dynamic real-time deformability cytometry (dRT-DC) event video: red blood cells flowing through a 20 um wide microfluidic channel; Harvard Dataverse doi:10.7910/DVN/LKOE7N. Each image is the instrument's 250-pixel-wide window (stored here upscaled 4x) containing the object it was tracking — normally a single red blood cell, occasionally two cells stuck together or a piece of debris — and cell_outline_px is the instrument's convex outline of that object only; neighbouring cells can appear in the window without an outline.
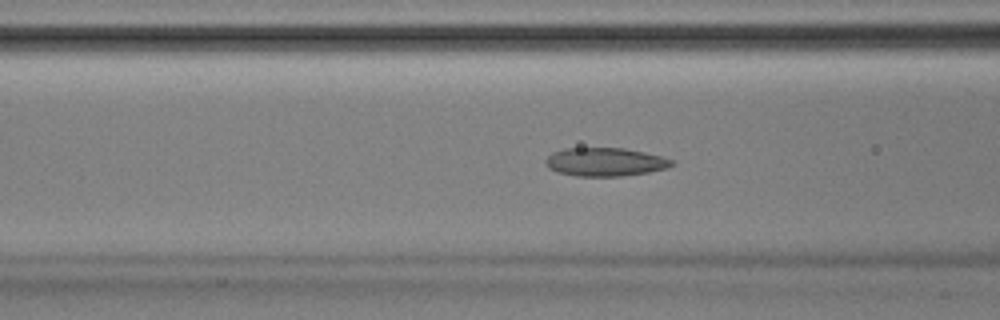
{"species": "Egyptian fruit bat (a non-hibernating species)", "species_latin": "Rousettus aegyptiacus", "temperature_condition": "room temperature", "stored_images_in_passage": 32, "camera_frame_rate_fps": 3000, "um_per_image_px": 0.085, "animal": {"sex": "male"}, "frame": {"image": 1, "passage_image": 8, "time_ms": 2.333, "image_size_px": [1000, 320], "cell_outline_px": [[676, 164], [668, 168], [648, 172], [620, 176], [576, 176], [556, 172], [548, 168], [544, 164], [544, 160], [552, 152], [564, 148], [624, 148], [644, 152], [676, 160]], "centroid_in_image_um": [51.43, 13.76], "position_along_channel_um": 115.2, "area_um2": 21.15}}
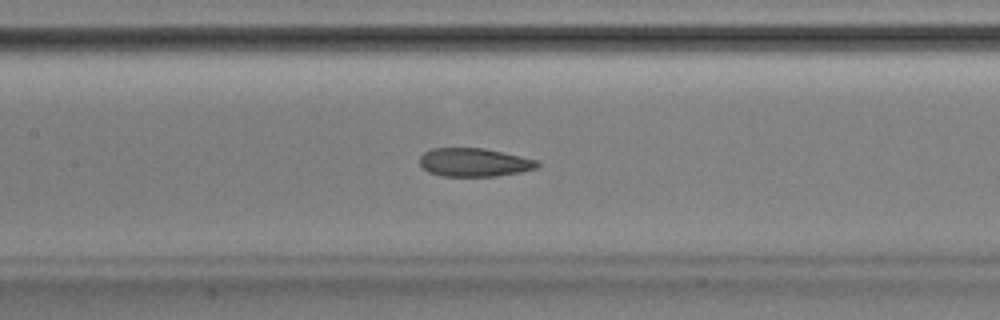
{"frame": {"image": 2, "passage_image": 12, "time_ms": 3.667, "image_size_px": [1000, 320], "cell_outline_px": [[540, 164], [536, 168], [520, 172], [496, 176], [444, 176], [428, 172], [420, 164], [420, 156], [424, 152], [432, 148], [484, 148], [520, 156], [536, 160]], "centroid_in_image_um": [40.29, 13.8], "position_along_channel_um": 167.1, "area_um2": 19.36}}
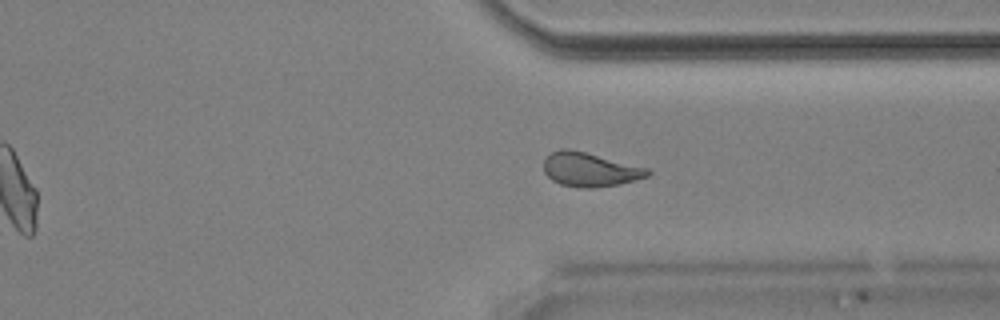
{"frame": {"image": 3, "passage_image": 27, "time_ms": 8.667, "image_size_px": [1000, 320], "cell_outline_px": [[652, 172], [648, 176], [620, 184], [592, 188], [580, 188], [560, 184], [552, 180], [544, 172], [544, 160], [552, 152], [560, 148], [568, 148], [648, 168]], "centroid_in_image_um": [50.13, 14.42], "position_along_channel_um": 361.3, "area_um2": 20.46}, "authors_computed_cell_mechanics": {"area_um2": 20.1722, "velocity_mm_per_s": 3.8835, "shape_relaxation_time_tau1_ms": null, "shape_relaxation_time_tau2_ms": 2.7508, "deformation_change_tau1": null, "deformation_change_tau2": 0.098}}